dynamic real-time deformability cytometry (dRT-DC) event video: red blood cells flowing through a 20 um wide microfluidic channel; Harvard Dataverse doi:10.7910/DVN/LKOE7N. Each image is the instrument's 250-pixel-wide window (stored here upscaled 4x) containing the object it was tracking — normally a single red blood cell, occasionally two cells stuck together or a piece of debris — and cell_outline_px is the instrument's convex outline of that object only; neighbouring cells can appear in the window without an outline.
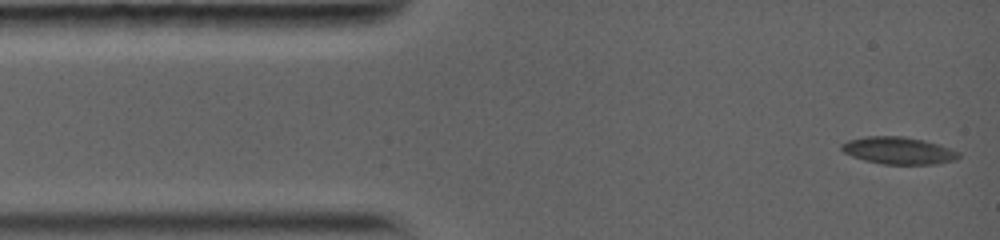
{"species": "common noctule bat (a hibernating species)", "species_latin": "Nyctalus noctula", "temperature_condition": "warm", "stored_images_in_passage": 4, "camera_frame_rate_fps": 5000, "um_per_image_px": 0.085, "animal": {"sex": "female", "body_mass_g": 19.0, "forearm_length_mm": 56.7}, "frame": {"image": 1, "passage_image": 1, "time_ms": 0.0, "image_size_px": [1000, 240], "cell_outline_px": [[960, 156], [956, 160], [936, 164], [884, 164], [864, 160], [852, 156], [844, 152], [840, 148], [840, 144], [848, 140], [868, 136], [904, 136], [924, 140], [940, 144], [960, 152]], "centroid_in_image_um": [76.39, 12.79], "position_along_channel_um": 8.6, "area_um2": 18.67}}
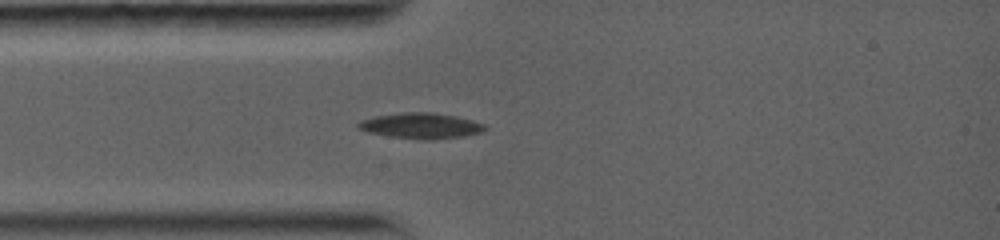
{"frame": {"image": 2, "passage_image": 4, "time_ms": 2.8, "image_size_px": [1000, 240], "cell_outline_px": [[488, 128], [484, 132], [464, 136], [432, 140], [424, 140], [392, 136], [368, 132], [356, 128], [356, 124], [360, 120], [372, 116], [404, 112], [432, 112], [456, 116], [484, 124]], "centroid_in_image_um": [35.77, 10.68], "position_along_channel_um": 49.2, "area_um2": 19.07}}